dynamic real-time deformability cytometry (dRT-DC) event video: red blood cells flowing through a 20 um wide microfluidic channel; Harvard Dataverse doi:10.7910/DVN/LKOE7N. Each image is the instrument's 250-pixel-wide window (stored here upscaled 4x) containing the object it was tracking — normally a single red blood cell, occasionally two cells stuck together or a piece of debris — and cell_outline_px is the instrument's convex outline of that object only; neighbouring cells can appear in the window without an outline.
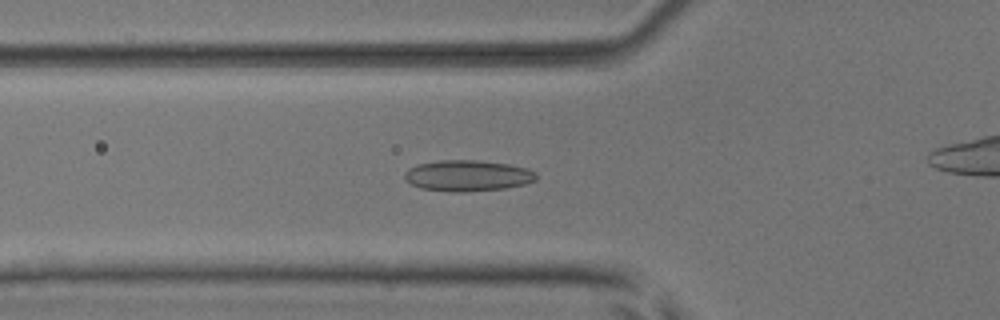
{"species": "common noctule bat (a hibernating species)", "species_latin": "Nyctalus noctula", "temperature_condition": "room temperature", "stored_images_in_passage": 36, "camera_frame_rate_fps": 3000, "um_per_image_px": 0.085, "animal": {"sex": "male", "body_mass_g": 17.9, "forearm_length_mm": 54.2}, "frame": {"image": 1, "passage_image": 10, "time_ms": 3.0, "image_size_px": [1000, 320], "cell_outline_px": [[536, 180], [524, 184], [504, 188], [464, 192], [452, 192], [420, 188], [404, 180], [404, 172], [408, 168], [416, 164], [440, 160], [476, 160], [508, 164], [528, 168], [536, 172]], "centroid_in_image_um": [39.71, 14.93], "position_along_channel_um": 86.1, "area_um2": 23.93}}
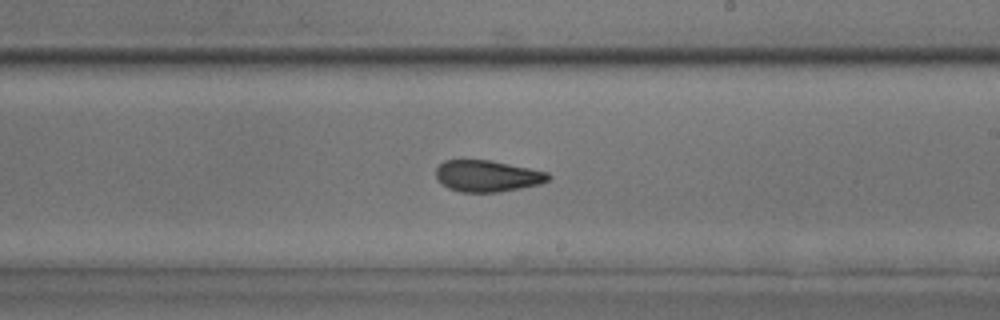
{"frame": {"image": 2, "passage_image": 22, "time_ms": 7.0, "image_size_px": [1000, 320], "cell_outline_px": [[552, 176], [548, 180], [540, 184], [500, 192], [460, 192], [448, 188], [440, 184], [436, 176], [436, 168], [444, 160], [492, 160], [548, 172]], "centroid_in_image_um": [41.41, 14.96], "position_along_channel_um": 247.6, "area_um2": 20.75}}
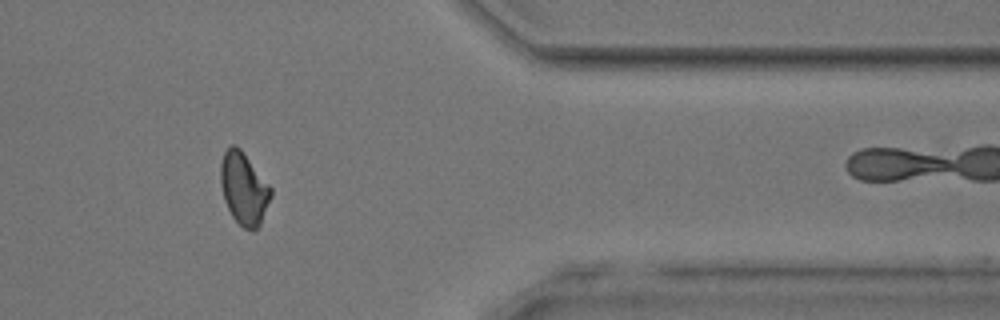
{"frame": {"image": 3, "passage_image": 34, "time_ms": 11.0, "image_size_px": [1000, 320], "cell_outline_px": [[272, 196], [260, 224], [252, 232], [244, 228], [232, 216], [224, 200], [220, 180], [220, 164], [224, 152], [232, 144], [236, 144], [244, 152], [272, 188]], "centroid_in_image_um": [20.73, 16.01], "position_along_channel_um": 390.7, "area_um2": 21.21}, "authors_computed_cell_mechanics": {"area_um2": 21.4727, "velocity_mm_per_s": 4.0489, "shape_relaxation_time_tau1_ms": 10.6124, "shape_relaxation_time_tau2_ms": 1.9191, "deformation_change_tau1": 0.2053, "deformation_change_tau2": 0.0765}}